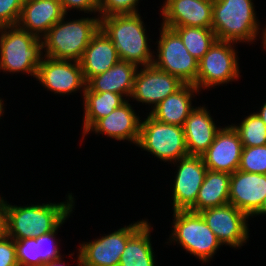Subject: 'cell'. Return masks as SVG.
I'll return each mask as SVG.
<instances>
[{"mask_svg":"<svg viewBox=\"0 0 266 266\" xmlns=\"http://www.w3.org/2000/svg\"><path fill=\"white\" fill-rule=\"evenodd\" d=\"M62 202L6 205L5 234L13 240L39 237L55 230L75 210L72 193Z\"/></svg>","mask_w":266,"mask_h":266,"instance_id":"cell-1","label":"cell"},{"mask_svg":"<svg viewBox=\"0 0 266 266\" xmlns=\"http://www.w3.org/2000/svg\"><path fill=\"white\" fill-rule=\"evenodd\" d=\"M253 2L254 0H214L212 30L217 40L237 44L245 42L250 45L261 38L264 49L266 25L262 29Z\"/></svg>","mask_w":266,"mask_h":266,"instance_id":"cell-2","label":"cell"},{"mask_svg":"<svg viewBox=\"0 0 266 266\" xmlns=\"http://www.w3.org/2000/svg\"><path fill=\"white\" fill-rule=\"evenodd\" d=\"M139 13L112 15L100 19V28L116 47L119 59L143 67L153 63L147 27Z\"/></svg>","mask_w":266,"mask_h":266,"instance_id":"cell-3","label":"cell"},{"mask_svg":"<svg viewBox=\"0 0 266 266\" xmlns=\"http://www.w3.org/2000/svg\"><path fill=\"white\" fill-rule=\"evenodd\" d=\"M65 14L42 37L44 56L58 60L80 61L92 37L100 29V17L66 18Z\"/></svg>","mask_w":266,"mask_h":266,"instance_id":"cell-4","label":"cell"},{"mask_svg":"<svg viewBox=\"0 0 266 266\" xmlns=\"http://www.w3.org/2000/svg\"><path fill=\"white\" fill-rule=\"evenodd\" d=\"M44 57L42 38L18 25L0 27V72L30 75L36 79Z\"/></svg>","mask_w":266,"mask_h":266,"instance_id":"cell-5","label":"cell"},{"mask_svg":"<svg viewBox=\"0 0 266 266\" xmlns=\"http://www.w3.org/2000/svg\"><path fill=\"white\" fill-rule=\"evenodd\" d=\"M172 230L166 245H179L186 253L195 256L202 264L213 260L222 244L208 227L200 213L174 211ZM170 243V244H169Z\"/></svg>","mask_w":266,"mask_h":266,"instance_id":"cell-6","label":"cell"},{"mask_svg":"<svg viewBox=\"0 0 266 266\" xmlns=\"http://www.w3.org/2000/svg\"><path fill=\"white\" fill-rule=\"evenodd\" d=\"M137 147L147 151L158 161L172 164L188 156L184 129L179 125L165 124L148 113L142 118Z\"/></svg>","mask_w":266,"mask_h":266,"instance_id":"cell-7","label":"cell"},{"mask_svg":"<svg viewBox=\"0 0 266 266\" xmlns=\"http://www.w3.org/2000/svg\"><path fill=\"white\" fill-rule=\"evenodd\" d=\"M237 43L216 40L205 55L198 61V73L195 86L201 92L227 85L241 78ZM236 49V50H235Z\"/></svg>","mask_w":266,"mask_h":266,"instance_id":"cell-8","label":"cell"},{"mask_svg":"<svg viewBox=\"0 0 266 266\" xmlns=\"http://www.w3.org/2000/svg\"><path fill=\"white\" fill-rule=\"evenodd\" d=\"M160 26V37L155 42L157 52H153L152 64L164 72L176 76L184 84L194 85L198 73V60L188 52L174 29L162 24Z\"/></svg>","mask_w":266,"mask_h":266,"instance_id":"cell-9","label":"cell"},{"mask_svg":"<svg viewBox=\"0 0 266 266\" xmlns=\"http://www.w3.org/2000/svg\"><path fill=\"white\" fill-rule=\"evenodd\" d=\"M148 221L138 220L93 240L80 242L77 266H118L127 241Z\"/></svg>","mask_w":266,"mask_h":266,"instance_id":"cell-10","label":"cell"},{"mask_svg":"<svg viewBox=\"0 0 266 266\" xmlns=\"http://www.w3.org/2000/svg\"><path fill=\"white\" fill-rule=\"evenodd\" d=\"M208 227L224 246L234 249L243 247L249 241L250 217L230 203L199 212Z\"/></svg>","mask_w":266,"mask_h":266,"instance_id":"cell-11","label":"cell"},{"mask_svg":"<svg viewBox=\"0 0 266 266\" xmlns=\"http://www.w3.org/2000/svg\"><path fill=\"white\" fill-rule=\"evenodd\" d=\"M36 81L42 87L58 96L72 95L79 90L83 98L86 81L80 62L73 60H58L44 56L38 66Z\"/></svg>","mask_w":266,"mask_h":266,"instance_id":"cell-12","label":"cell"},{"mask_svg":"<svg viewBox=\"0 0 266 266\" xmlns=\"http://www.w3.org/2000/svg\"><path fill=\"white\" fill-rule=\"evenodd\" d=\"M176 167L172 191V212L188 211L195 202L203 184L207 167L201 156L188 155L173 162Z\"/></svg>","mask_w":266,"mask_h":266,"instance_id":"cell-13","label":"cell"},{"mask_svg":"<svg viewBox=\"0 0 266 266\" xmlns=\"http://www.w3.org/2000/svg\"><path fill=\"white\" fill-rule=\"evenodd\" d=\"M184 85L176 76L151 64L138 68L130 98H132V102L148 105L151 112L157 104L169 95L176 93Z\"/></svg>","mask_w":266,"mask_h":266,"instance_id":"cell-14","label":"cell"},{"mask_svg":"<svg viewBox=\"0 0 266 266\" xmlns=\"http://www.w3.org/2000/svg\"><path fill=\"white\" fill-rule=\"evenodd\" d=\"M127 99L106 117L98 119L83 135L82 141L90 133L106 136L117 141H125L137 146L140 137L141 117Z\"/></svg>","mask_w":266,"mask_h":266,"instance_id":"cell-15","label":"cell"},{"mask_svg":"<svg viewBox=\"0 0 266 266\" xmlns=\"http://www.w3.org/2000/svg\"><path fill=\"white\" fill-rule=\"evenodd\" d=\"M214 0H164L160 16L166 27L212 28Z\"/></svg>","mask_w":266,"mask_h":266,"instance_id":"cell-16","label":"cell"},{"mask_svg":"<svg viewBox=\"0 0 266 266\" xmlns=\"http://www.w3.org/2000/svg\"><path fill=\"white\" fill-rule=\"evenodd\" d=\"M243 144L239 134L230 124L221 127L214 141L201 155L208 170L234 173L238 170Z\"/></svg>","mask_w":266,"mask_h":266,"instance_id":"cell-17","label":"cell"},{"mask_svg":"<svg viewBox=\"0 0 266 266\" xmlns=\"http://www.w3.org/2000/svg\"><path fill=\"white\" fill-rule=\"evenodd\" d=\"M266 197V174L237 170L230 175L229 203L251 217Z\"/></svg>","mask_w":266,"mask_h":266,"instance_id":"cell-18","label":"cell"},{"mask_svg":"<svg viewBox=\"0 0 266 266\" xmlns=\"http://www.w3.org/2000/svg\"><path fill=\"white\" fill-rule=\"evenodd\" d=\"M210 111L205 104L196 106L185 120L183 129L188 155L201 156L221 129L222 126L216 125Z\"/></svg>","mask_w":266,"mask_h":266,"instance_id":"cell-19","label":"cell"},{"mask_svg":"<svg viewBox=\"0 0 266 266\" xmlns=\"http://www.w3.org/2000/svg\"><path fill=\"white\" fill-rule=\"evenodd\" d=\"M64 15L59 0H24L17 25L42 38Z\"/></svg>","mask_w":266,"mask_h":266,"instance_id":"cell-20","label":"cell"},{"mask_svg":"<svg viewBox=\"0 0 266 266\" xmlns=\"http://www.w3.org/2000/svg\"><path fill=\"white\" fill-rule=\"evenodd\" d=\"M119 60L116 47L100 28L92 37L79 62L87 82L93 76L109 70Z\"/></svg>","mask_w":266,"mask_h":266,"instance_id":"cell-21","label":"cell"},{"mask_svg":"<svg viewBox=\"0 0 266 266\" xmlns=\"http://www.w3.org/2000/svg\"><path fill=\"white\" fill-rule=\"evenodd\" d=\"M200 91L195 85L185 84L176 93L157 104L148 114L165 124L184 126L190 112L196 107L192 101Z\"/></svg>","mask_w":266,"mask_h":266,"instance_id":"cell-22","label":"cell"},{"mask_svg":"<svg viewBox=\"0 0 266 266\" xmlns=\"http://www.w3.org/2000/svg\"><path fill=\"white\" fill-rule=\"evenodd\" d=\"M138 68L133 63L119 60L106 72L90 78L86 82V86L94 92L109 91L130 100Z\"/></svg>","mask_w":266,"mask_h":266,"instance_id":"cell-23","label":"cell"},{"mask_svg":"<svg viewBox=\"0 0 266 266\" xmlns=\"http://www.w3.org/2000/svg\"><path fill=\"white\" fill-rule=\"evenodd\" d=\"M230 175L227 172L207 169L196 202L189 211L199 213L229 203Z\"/></svg>","mask_w":266,"mask_h":266,"instance_id":"cell-24","label":"cell"},{"mask_svg":"<svg viewBox=\"0 0 266 266\" xmlns=\"http://www.w3.org/2000/svg\"><path fill=\"white\" fill-rule=\"evenodd\" d=\"M153 226L148 221L127 241L121 254L122 266H157L152 247Z\"/></svg>","mask_w":266,"mask_h":266,"instance_id":"cell-25","label":"cell"},{"mask_svg":"<svg viewBox=\"0 0 266 266\" xmlns=\"http://www.w3.org/2000/svg\"><path fill=\"white\" fill-rule=\"evenodd\" d=\"M83 101V126L82 135L100 118L106 117L122 105L126 99L109 91L94 92L87 86L82 98Z\"/></svg>","mask_w":266,"mask_h":266,"instance_id":"cell-26","label":"cell"},{"mask_svg":"<svg viewBox=\"0 0 266 266\" xmlns=\"http://www.w3.org/2000/svg\"><path fill=\"white\" fill-rule=\"evenodd\" d=\"M169 28L174 29L179 34L188 52L198 61L217 40L212 28L188 26Z\"/></svg>","mask_w":266,"mask_h":266,"instance_id":"cell-27","label":"cell"},{"mask_svg":"<svg viewBox=\"0 0 266 266\" xmlns=\"http://www.w3.org/2000/svg\"><path fill=\"white\" fill-rule=\"evenodd\" d=\"M244 117L241 123L231 124L239 134L243 147L266 145V124L255 111Z\"/></svg>","mask_w":266,"mask_h":266,"instance_id":"cell-28","label":"cell"},{"mask_svg":"<svg viewBox=\"0 0 266 266\" xmlns=\"http://www.w3.org/2000/svg\"><path fill=\"white\" fill-rule=\"evenodd\" d=\"M238 170L266 174V145L243 147Z\"/></svg>","mask_w":266,"mask_h":266,"instance_id":"cell-29","label":"cell"},{"mask_svg":"<svg viewBox=\"0 0 266 266\" xmlns=\"http://www.w3.org/2000/svg\"><path fill=\"white\" fill-rule=\"evenodd\" d=\"M70 216L71 214L55 230L46 234H42L39 237H35L36 242L38 243L40 266H44L52 260H55L61 256H65L60 253L61 249L58 246L59 243L56 235L58 234L59 228L64 225V223L70 218Z\"/></svg>","mask_w":266,"mask_h":266,"instance_id":"cell-30","label":"cell"},{"mask_svg":"<svg viewBox=\"0 0 266 266\" xmlns=\"http://www.w3.org/2000/svg\"><path fill=\"white\" fill-rule=\"evenodd\" d=\"M18 266H40L38 243L35 237L14 240Z\"/></svg>","mask_w":266,"mask_h":266,"instance_id":"cell-31","label":"cell"},{"mask_svg":"<svg viewBox=\"0 0 266 266\" xmlns=\"http://www.w3.org/2000/svg\"><path fill=\"white\" fill-rule=\"evenodd\" d=\"M140 0H99V17L112 15L135 14Z\"/></svg>","mask_w":266,"mask_h":266,"instance_id":"cell-32","label":"cell"},{"mask_svg":"<svg viewBox=\"0 0 266 266\" xmlns=\"http://www.w3.org/2000/svg\"><path fill=\"white\" fill-rule=\"evenodd\" d=\"M24 0H0V27L17 25Z\"/></svg>","mask_w":266,"mask_h":266,"instance_id":"cell-33","label":"cell"},{"mask_svg":"<svg viewBox=\"0 0 266 266\" xmlns=\"http://www.w3.org/2000/svg\"><path fill=\"white\" fill-rule=\"evenodd\" d=\"M65 14L75 11L84 14H99V0H59ZM73 9V10H72Z\"/></svg>","mask_w":266,"mask_h":266,"instance_id":"cell-34","label":"cell"},{"mask_svg":"<svg viewBox=\"0 0 266 266\" xmlns=\"http://www.w3.org/2000/svg\"><path fill=\"white\" fill-rule=\"evenodd\" d=\"M0 266H18L15 242L5 233L0 235Z\"/></svg>","mask_w":266,"mask_h":266,"instance_id":"cell-35","label":"cell"},{"mask_svg":"<svg viewBox=\"0 0 266 266\" xmlns=\"http://www.w3.org/2000/svg\"><path fill=\"white\" fill-rule=\"evenodd\" d=\"M0 195V235L5 233V218H6V205L7 200Z\"/></svg>","mask_w":266,"mask_h":266,"instance_id":"cell-36","label":"cell"},{"mask_svg":"<svg viewBox=\"0 0 266 266\" xmlns=\"http://www.w3.org/2000/svg\"><path fill=\"white\" fill-rule=\"evenodd\" d=\"M264 215L266 216V197L264 198V201L259 207V209L250 217V219Z\"/></svg>","mask_w":266,"mask_h":266,"instance_id":"cell-37","label":"cell"},{"mask_svg":"<svg viewBox=\"0 0 266 266\" xmlns=\"http://www.w3.org/2000/svg\"><path fill=\"white\" fill-rule=\"evenodd\" d=\"M262 121L266 124V101L263 102L262 106L257 109V112H255Z\"/></svg>","mask_w":266,"mask_h":266,"instance_id":"cell-38","label":"cell"},{"mask_svg":"<svg viewBox=\"0 0 266 266\" xmlns=\"http://www.w3.org/2000/svg\"><path fill=\"white\" fill-rule=\"evenodd\" d=\"M63 256L52 260L51 262L45 264L44 266H69L67 263L65 264V261H63L64 259L62 258Z\"/></svg>","mask_w":266,"mask_h":266,"instance_id":"cell-39","label":"cell"},{"mask_svg":"<svg viewBox=\"0 0 266 266\" xmlns=\"http://www.w3.org/2000/svg\"><path fill=\"white\" fill-rule=\"evenodd\" d=\"M4 102L5 100H3V98L0 97V120L2 119L1 117L4 115L5 112Z\"/></svg>","mask_w":266,"mask_h":266,"instance_id":"cell-40","label":"cell"}]
</instances>
